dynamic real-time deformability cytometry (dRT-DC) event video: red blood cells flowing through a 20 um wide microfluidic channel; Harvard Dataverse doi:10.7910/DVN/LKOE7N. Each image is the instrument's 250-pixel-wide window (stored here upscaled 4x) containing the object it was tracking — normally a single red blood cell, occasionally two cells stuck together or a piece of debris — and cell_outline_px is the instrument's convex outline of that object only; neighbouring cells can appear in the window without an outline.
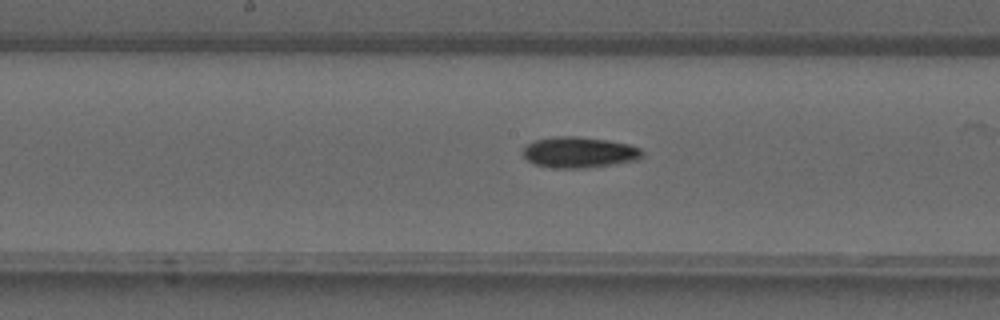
{"species": "common noctule bat (a hibernating species)", "species_latin": "Nyctalus noctula", "temperature_condition": "warm", "stored_images_in_passage": 28, "camera_frame_rate_fps": 3000, "um_per_image_px": 0.085, "animal": {"sex": "male", "forearm_length_mm": 52.5}, "frame": {"image": 1, "passage_image": 21, "time_ms": 6.667, "image_size_px": [1000, 320], "cell_outline_px": [[644, 156], [636, 160], [616, 164], [584, 168], [556, 168], [536, 164], [528, 160], [520, 152], [528, 144], [536, 140], [552, 136], [576, 136], [608, 140], [628, 144], [640, 148], [644, 152]], "centroid_in_image_um": [49.25, 12.94], "position_along_channel_um": 198.9, "area_um2": 21.56}}
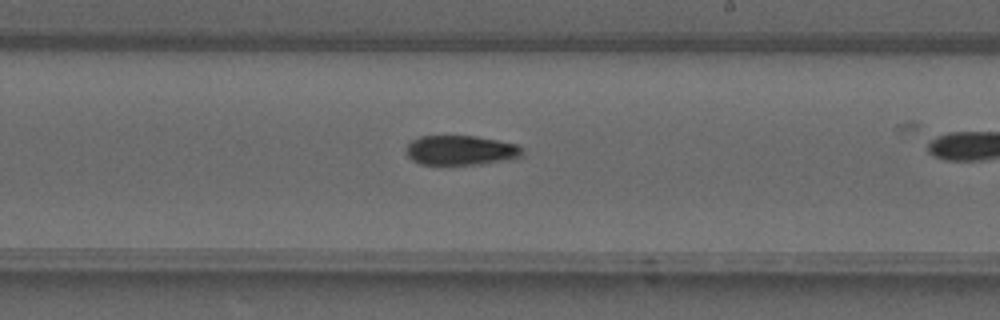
{"frame": {"image": 2, "passage_image": 24, "time_ms": 7.667, "image_size_px": [1000, 320], "cell_outline_px": [[524, 156], [508, 160], [480, 164], [420, 164], [412, 160], [408, 156], [408, 144], [412, 140], [420, 136], [476, 136], [516, 144], [524, 148]], "centroid_in_image_um": [39.22, 12.77], "position_along_channel_um": 249.8, "area_um2": 20.06}}